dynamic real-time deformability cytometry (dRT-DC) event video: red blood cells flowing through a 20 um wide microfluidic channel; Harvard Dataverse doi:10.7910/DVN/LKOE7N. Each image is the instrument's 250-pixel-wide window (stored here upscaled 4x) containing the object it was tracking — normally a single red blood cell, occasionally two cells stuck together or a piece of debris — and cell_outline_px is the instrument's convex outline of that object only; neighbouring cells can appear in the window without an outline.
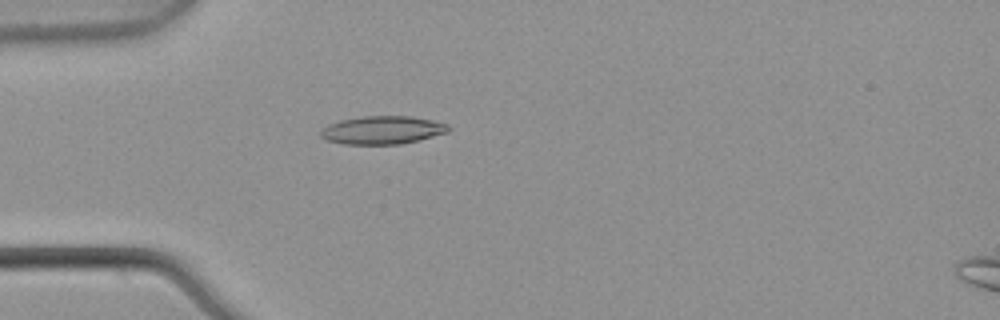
{"species": "common noctule bat (a hibernating species)", "species_latin": "Nyctalus noctula", "temperature_condition": "warm", "stored_images_in_passage": 4, "camera_frame_rate_fps": 3000, "um_per_image_px": 0.085, "animal": {"sex": "male", "body_mass_g": 21.5, "forearm_length_mm": 52.0}, "frame": {"image": 1, "passage_image": 3, "time_ms": 0.667, "image_size_px": [1000, 320], "cell_outline_px": [[452, 128], [448, 132], [420, 140], [400, 144], [344, 144], [328, 140], [320, 136], [320, 132], [328, 124], [340, 120], [364, 116], [412, 116], [432, 120], [448, 124]], "centroid_in_image_um": [32.54, 11.05], "position_along_channel_um": 52.5, "area_um2": 20.98}}